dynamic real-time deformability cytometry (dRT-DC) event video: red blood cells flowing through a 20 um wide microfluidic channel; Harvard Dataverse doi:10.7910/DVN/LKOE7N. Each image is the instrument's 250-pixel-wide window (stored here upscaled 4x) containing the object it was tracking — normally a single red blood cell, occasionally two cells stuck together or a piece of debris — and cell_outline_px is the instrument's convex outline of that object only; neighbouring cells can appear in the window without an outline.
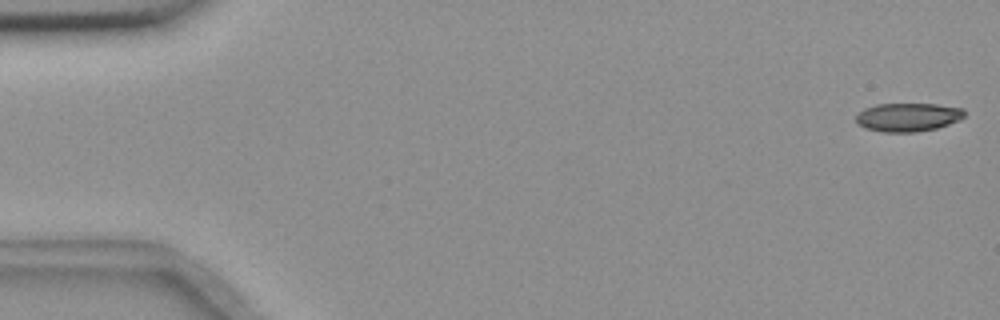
{"species": "common noctule bat (a hibernating species)", "species_latin": "Nyctalus noctula", "temperature_condition": "room temperature", "stored_images_in_passage": 55, "camera_frame_rate_fps": 3000, "um_per_image_px": 0.085, "animal": {"sex": "female", "body_mass_g": 18.4}, "frame": {"image": 1, "passage_image": 1, "time_ms": 0.0, "image_size_px": [1000, 320], "cell_outline_px": [[964, 116], [960, 120], [936, 128], [916, 132], [884, 132], [864, 128], [856, 124], [856, 116], [864, 108], [876, 104], [936, 104], [964, 108]], "centroid_in_image_um": [77.16, 9.96], "position_along_channel_um": 7.8, "area_um2": 18.09}}
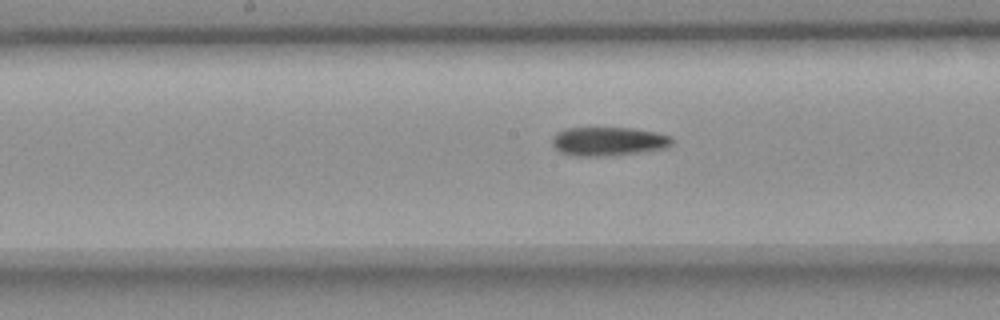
{"frame": {"image": 2, "passage_image": 28, "time_ms": 9.0, "image_size_px": [1000, 320], "cell_outline_px": [[676, 140], [668, 148], [612, 156], [576, 156], [560, 152], [552, 144], [552, 136], [556, 132], [564, 128], [632, 128], [656, 132], [672, 136]], "centroid_in_image_um": [51.75, 12.01], "position_along_channel_um": 196.5, "area_um2": 20.46}}
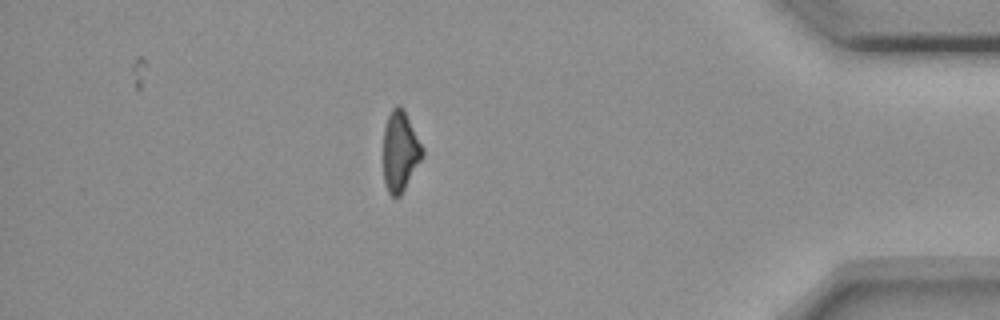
{"frame": {"image": 3, "passage_image": 48, "time_ms": 15.667, "image_size_px": [1000, 320], "cell_outline_px": [[424, 156], [400, 196], [392, 196], [388, 192], [384, 180], [384, 128], [388, 116], [392, 108], [396, 104], [400, 104], [404, 108], [424, 148]], "centroid_in_image_um": [34.03, 12.82], "position_along_channel_um": 401.2, "area_um2": 18.44}, "authors_computed_cell_mechanics": {"area_um2": 19.4786, "velocity_mm_per_s": 3.6854, "shape_relaxation_time_tau1_ms": 9.1617, "shape_relaxation_time_tau2_ms": 10.5338, "deformation_change_tau1": 0.1929, "deformation_change_tau2": 0.217}}